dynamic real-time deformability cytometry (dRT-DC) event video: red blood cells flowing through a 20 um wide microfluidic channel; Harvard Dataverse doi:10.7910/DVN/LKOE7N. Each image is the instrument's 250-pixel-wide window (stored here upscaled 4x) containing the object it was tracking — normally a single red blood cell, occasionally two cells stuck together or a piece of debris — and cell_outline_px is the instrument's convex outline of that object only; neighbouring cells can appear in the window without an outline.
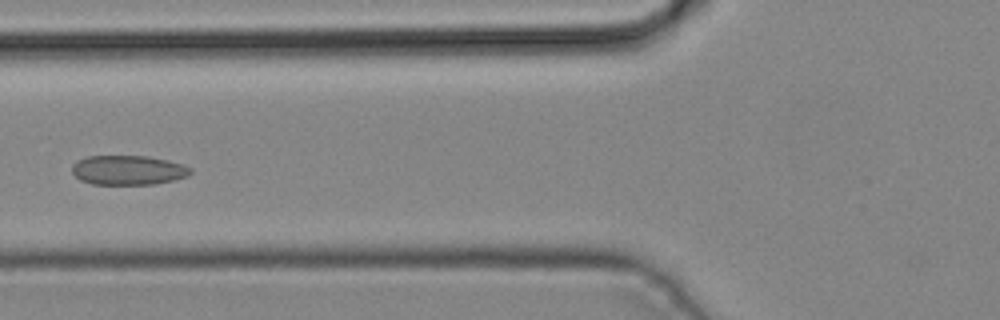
{"species": "common noctule bat (a hibernating species)", "species_latin": "Nyctalus noctula", "temperature_condition": "cold", "stored_images_in_passage": 4, "camera_frame_rate_fps": 3000, "um_per_image_px": 0.085, "animal": {"sex": "male", "body_mass_g": 19.2, "forearm_length_mm": 51.8}, "frame": {"image": 1, "passage_image": 3, "time_ms": 0.667, "image_size_px": [1000, 320], "cell_outline_px": [[192, 172], [188, 176], [172, 180], [152, 184], [92, 184], [80, 180], [72, 172], [72, 164], [76, 160], [88, 156], [148, 156], [168, 160], [192, 168]], "centroid_in_image_um": [10.87, 14.45], "position_along_channel_um": 114.9, "area_um2": 20.35}}
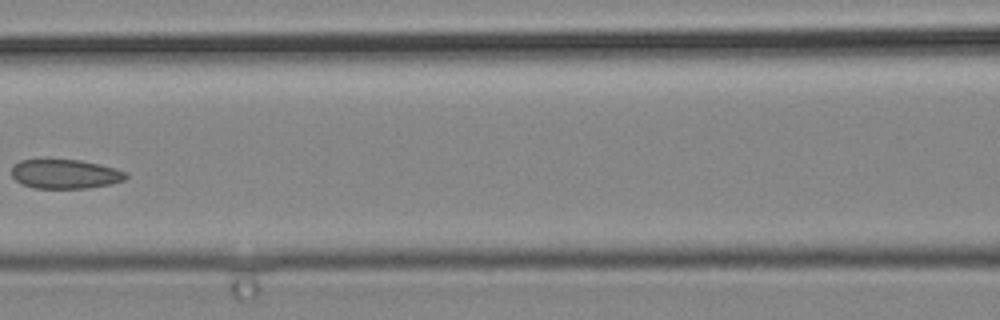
{"frame": {"image": 2, "passage_image": 4, "time_ms": 1.0, "image_size_px": [1000, 320], "cell_outline_px": [[128, 176], [124, 180], [112, 184], [88, 188], [32, 188], [20, 184], [12, 176], [12, 164], [20, 160], [80, 160], [116, 168], [128, 172]], "centroid_in_image_um": [5.54, 14.8], "position_along_channel_um": 161.1, "area_um2": 19.65}}